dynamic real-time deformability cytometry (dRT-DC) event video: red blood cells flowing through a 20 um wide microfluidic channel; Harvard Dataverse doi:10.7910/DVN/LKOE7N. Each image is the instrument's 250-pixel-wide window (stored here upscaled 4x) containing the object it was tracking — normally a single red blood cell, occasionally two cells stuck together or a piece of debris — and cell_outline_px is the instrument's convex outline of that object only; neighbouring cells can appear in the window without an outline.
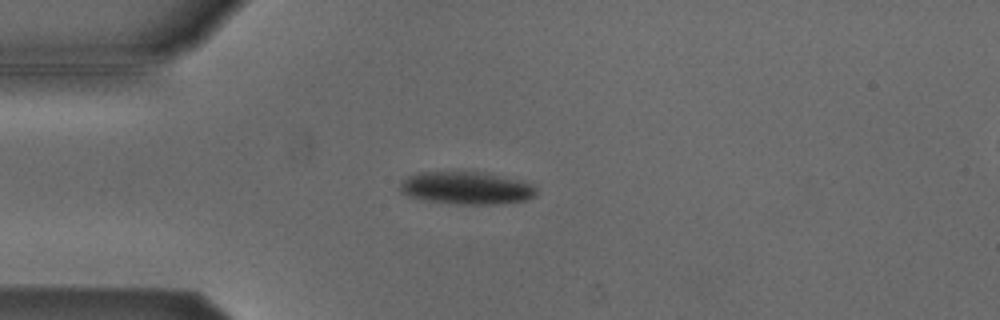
{"species": "Egyptian fruit bat (a non-hibernating species)", "species_latin": "Rousettus aegyptiacus", "temperature_condition": "cold", "stored_images_in_passage": 49, "camera_frame_rate_fps": 3000, "um_per_image_px": 0.085, "animal": {"sex": "male"}, "frame": {"image": 1, "passage_image": 13, "time_ms": 4.0, "image_size_px": [1000, 320], "cell_outline_px": [[536, 196], [528, 200], [500, 204], [456, 204], [424, 200], [408, 196], [400, 192], [400, 184], [408, 176], [420, 172], [484, 172], [520, 180], [536, 184]], "centroid_in_image_um": [39.7, 15.99], "position_along_channel_um": 45.3, "area_um2": 26.13}}
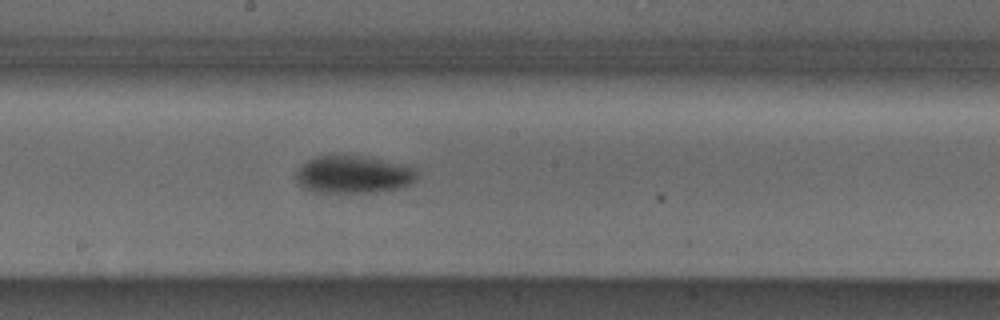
{"frame": {"image": 2, "passage_image": 28, "time_ms": 9.0, "image_size_px": [1000, 320], "cell_outline_px": [[416, 180], [412, 184], [404, 188], [376, 192], [312, 192], [300, 184], [296, 180], [296, 172], [300, 164], [312, 156], [364, 156], [412, 164], [416, 172]], "centroid_in_image_um": [30.09, 14.82], "position_along_channel_um": 218.1, "area_um2": 27.11}}
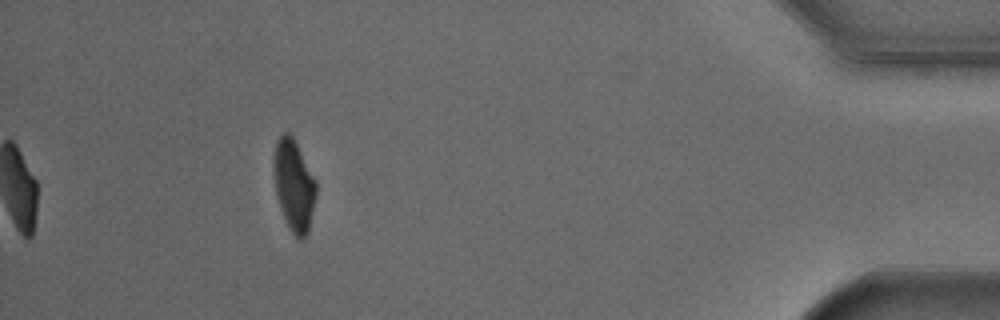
{"frame": {"image": 3, "passage_image": 48, "time_ms": 15.667, "image_size_px": [1000, 320], "cell_outline_px": [[316, 196], [308, 232], [300, 240], [288, 228], [284, 220], [280, 208], [276, 192], [272, 172], [272, 164], [276, 140], [284, 132], [288, 132], [292, 136], [316, 180]], "centroid_in_image_um": [24.95, 15.74], "position_along_channel_um": 410.2, "area_um2": 22.66}}